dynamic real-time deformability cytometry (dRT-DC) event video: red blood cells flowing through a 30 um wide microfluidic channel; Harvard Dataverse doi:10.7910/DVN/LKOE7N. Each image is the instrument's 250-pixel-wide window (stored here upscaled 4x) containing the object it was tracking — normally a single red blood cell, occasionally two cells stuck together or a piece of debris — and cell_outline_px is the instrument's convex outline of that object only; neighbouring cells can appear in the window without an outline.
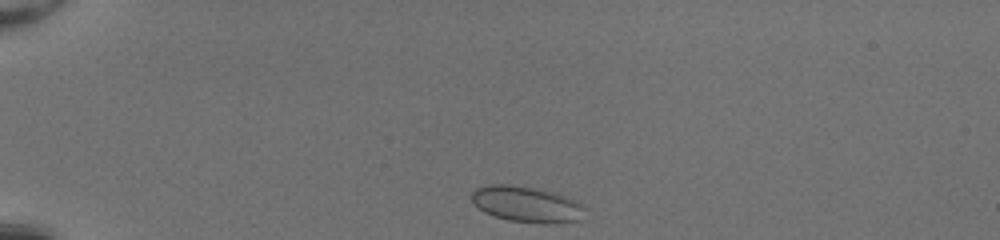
{"species": "common noctule bat (a hibernating species)", "species_latin": "Nyctalus noctula", "temperature_condition": "room temperature", "stored_images_in_passage": 39, "camera_frame_rate_fps": 3000, "um_per_image_px": 0.085, "animal": {"sex": "female", "body_mass_g": 20.0, "forearm_length_mm": 54.0}, "frame": {"image": 1, "passage_image": 1, "time_ms": 0.0, "image_size_px": [1000, 240], "cell_outline_px": [[588, 208], [584, 220], [552, 224], [540, 224], [508, 220], [484, 212], [472, 200], [472, 192], [476, 188], [484, 184], [508, 184], [560, 192], [580, 200]], "centroid_in_image_um": [44.92, 17.36], "position_along_channel_um": 40.1, "area_um2": 24.68}}
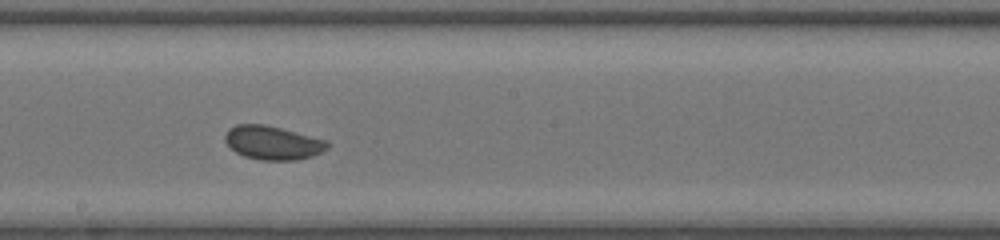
{"frame": {"image": 2, "passage_image": 19, "time_ms": 6.0, "image_size_px": [1000, 240], "cell_outline_px": [[328, 148], [312, 156], [296, 160], [260, 160], [244, 156], [236, 152], [224, 140], [224, 136], [228, 128], [236, 124], [264, 124], [328, 140]], "centroid_in_image_um": [23.16, 12.13], "position_along_channel_um": 225.0, "area_um2": 20.06}}
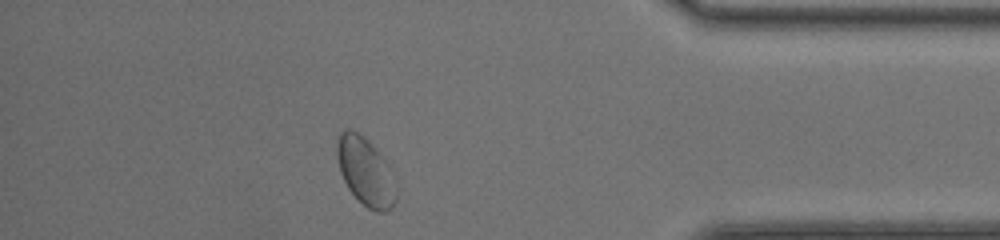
{"frame": {"image": 3, "passage_image": 34, "time_ms": 11.0, "image_size_px": [1000, 240], "cell_outline_px": [[396, 200], [392, 208], [384, 212], [376, 212], [368, 208], [348, 188], [340, 172], [336, 156], [336, 140], [340, 132], [344, 128], [352, 128], [364, 136], [380, 152], [396, 176]], "centroid_in_image_um": [31.08, 14.54], "position_along_channel_um": 404.1, "area_um2": 24.04}, "authors_computed_cell_mechanics": {"area_um2": 20.4612, "velocity_mm_per_s": 4.1, "shape_relaxation_time_tau1_ms": 5.1231, "shape_relaxation_time_tau2_ms": null, "deformation_change_tau1": 0.0711, "deformation_change_tau2": null}}